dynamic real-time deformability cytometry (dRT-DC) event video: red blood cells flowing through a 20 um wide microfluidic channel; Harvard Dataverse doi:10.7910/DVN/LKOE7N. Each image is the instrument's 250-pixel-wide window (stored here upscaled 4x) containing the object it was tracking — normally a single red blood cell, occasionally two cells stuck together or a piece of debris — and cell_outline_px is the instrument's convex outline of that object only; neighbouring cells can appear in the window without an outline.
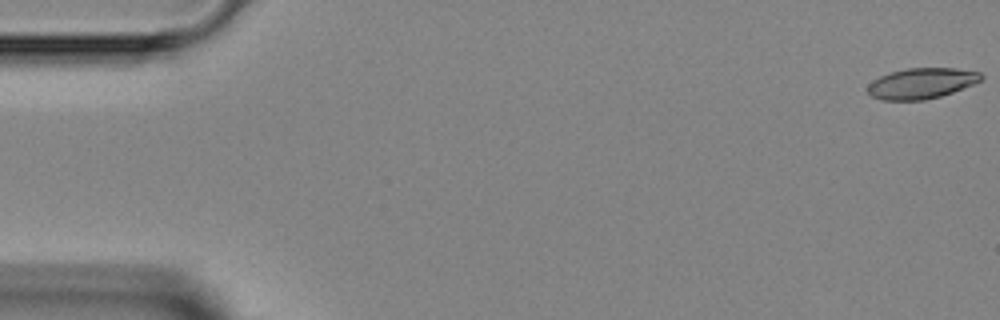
{"species": "Egyptian fruit bat (a non-hibernating species)", "species_latin": "Rousettus aegyptiacus", "temperature_condition": "room temperature", "stored_images_in_passage": 47, "camera_frame_rate_fps": 3000, "um_per_image_px": 0.085, "animal": {"sex": "female"}, "frame": {"image": 1, "passage_image": 1, "time_ms": 0.0, "image_size_px": [1000, 320], "cell_outline_px": [[984, 76], [980, 80], [972, 84], [952, 92], [940, 96], [924, 100], [884, 100], [872, 96], [868, 92], [868, 84], [872, 80], [888, 72], [908, 68], [956, 68], [980, 72]], "centroid_in_image_um": [78.3, 7.07], "position_along_channel_um": 6.7, "area_um2": 20.17}}
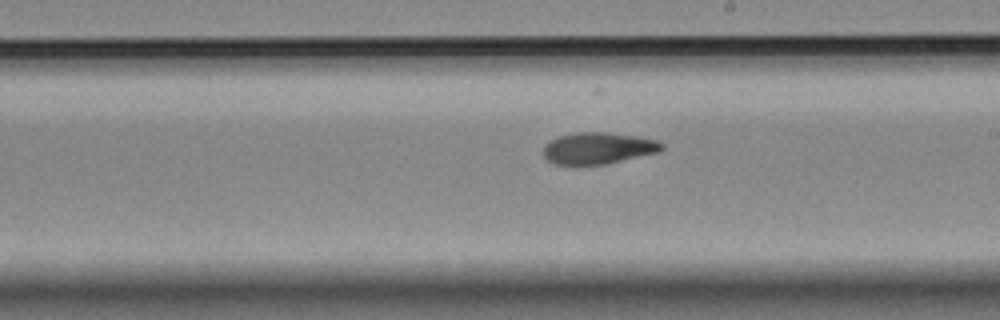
{"frame": {"image": 2, "passage_image": 27, "time_ms": 8.667, "image_size_px": [1000, 320], "cell_outline_px": [[664, 148], [660, 152], [604, 164], [576, 168], [552, 164], [544, 156], [544, 148], [556, 136], [576, 132], [608, 132], [640, 136], [656, 140], [664, 144]], "centroid_in_image_um": [50.83, 12.63], "position_along_channel_um": 238.2, "area_um2": 22.54}}
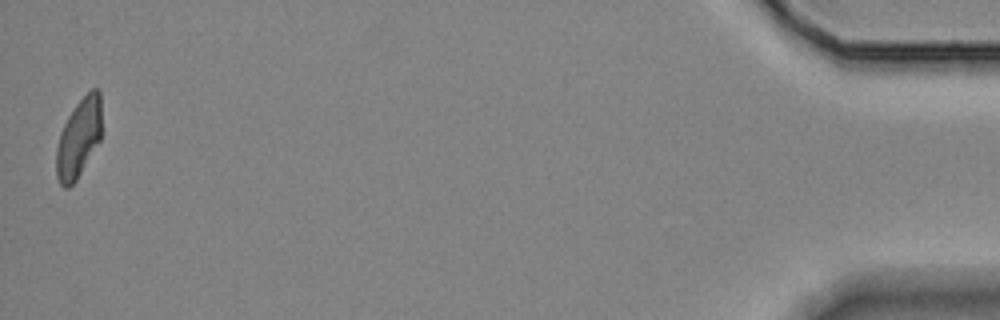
{"frame": {"image": 3, "passage_image": 47, "time_ms": 15.333, "image_size_px": [1000, 320], "cell_outline_px": [[100, 140], [76, 180], [68, 188], [64, 188], [60, 184], [56, 176], [56, 148], [60, 132], [68, 116], [76, 104], [92, 88], [100, 88]], "centroid_in_image_um": [6.67, 11.75], "position_along_channel_um": 428.5, "area_um2": 20.63}}